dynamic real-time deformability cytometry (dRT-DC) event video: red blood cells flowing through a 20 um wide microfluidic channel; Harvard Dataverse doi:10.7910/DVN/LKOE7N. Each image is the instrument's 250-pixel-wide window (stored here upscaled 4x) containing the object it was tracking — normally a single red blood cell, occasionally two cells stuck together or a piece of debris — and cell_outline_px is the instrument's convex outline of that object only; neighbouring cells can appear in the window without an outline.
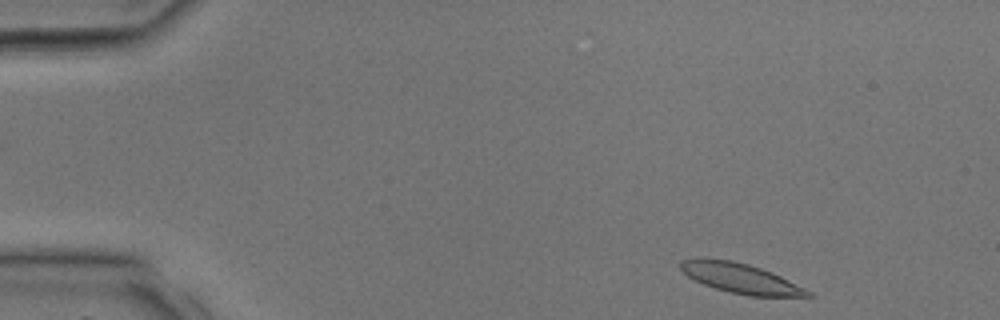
{"species": "common noctule bat (a hibernating species)", "species_latin": "Nyctalus noctula", "temperature_condition": "room temperature", "stored_images_in_passage": 31, "camera_frame_rate_fps": 3000, "um_per_image_px": 0.085, "animal": {"sex": "male", "body_mass_g": 17.9, "forearm_length_mm": 54.2}, "frame": {"image": 1, "passage_image": 1, "time_ms": 0.0, "image_size_px": [1000, 320], "cell_outline_px": [[816, 296], [752, 296], [728, 292], [704, 284], [688, 276], [680, 268], [680, 260], [696, 256], [704, 256], [732, 260], [748, 264], [772, 272], [812, 292]], "centroid_in_image_um": [62.88, 23.61], "position_along_channel_um": 22.1, "area_um2": 22.31}}
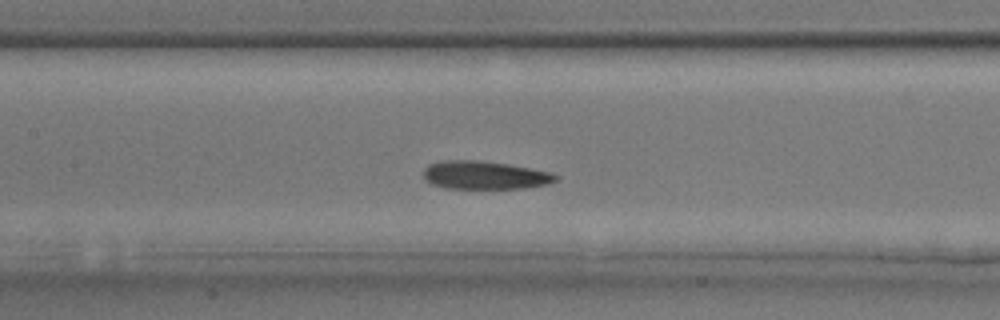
{"frame": {"image": 2, "passage_image": 13, "time_ms": 4.0, "image_size_px": [1000, 320], "cell_outline_px": [[556, 180], [548, 184], [524, 188], [444, 188], [428, 184], [424, 180], [424, 168], [428, 164], [440, 160], [476, 160], [508, 164], [552, 172], [556, 176]], "centroid_in_image_um": [41.13, 14.88], "position_along_channel_um": 166.3, "area_um2": 21.85}}
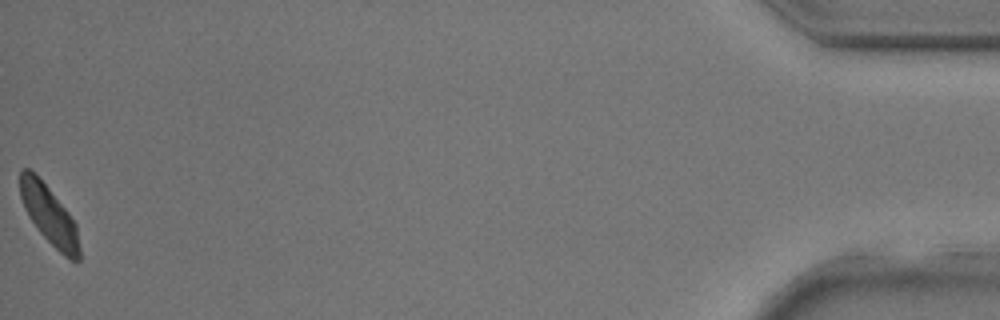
{"frame": {"image": 3, "passage_image": 31, "time_ms": 10.0, "image_size_px": [1000, 320], "cell_outline_px": [[80, 260], [72, 260], [64, 256], [40, 232], [28, 216], [24, 208], [20, 196], [20, 168], [28, 168], [48, 188], [68, 212], [76, 224], [80, 248]], "centroid_in_image_um": [4.18, 18.29], "position_along_channel_um": 431.0, "area_um2": 19.88}}